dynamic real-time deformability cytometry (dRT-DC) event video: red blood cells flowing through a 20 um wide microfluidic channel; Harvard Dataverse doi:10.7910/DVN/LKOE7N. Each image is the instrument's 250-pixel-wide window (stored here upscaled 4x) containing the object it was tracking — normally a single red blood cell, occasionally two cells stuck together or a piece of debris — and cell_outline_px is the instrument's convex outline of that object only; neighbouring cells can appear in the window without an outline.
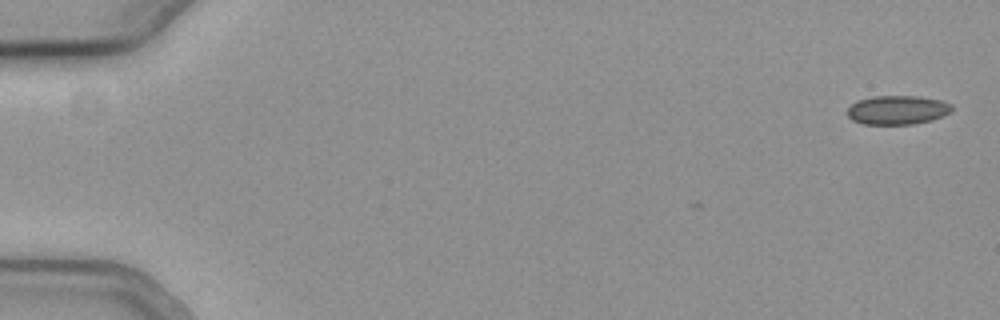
{"species": "common noctule bat (a hibernating species)", "species_latin": "Nyctalus noctula", "temperature_condition": "cold", "stored_images_in_passage": 14, "camera_frame_rate_fps": 3000, "um_per_image_px": 0.085, "animal": {"sex": "female", "body_mass_g": 19.3, "forearm_length_mm": 54.1}, "frame": {"image": 1, "passage_image": 1, "time_ms": 0.0, "image_size_px": [1000, 320], "cell_outline_px": [[952, 108], [944, 116], [932, 120], [912, 124], [864, 124], [852, 120], [848, 116], [848, 108], [856, 100], [872, 96], [916, 96], [940, 100], [952, 104]], "centroid_in_image_um": [76.27, 9.34], "position_along_channel_um": 8.7, "area_um2": 17.63}}